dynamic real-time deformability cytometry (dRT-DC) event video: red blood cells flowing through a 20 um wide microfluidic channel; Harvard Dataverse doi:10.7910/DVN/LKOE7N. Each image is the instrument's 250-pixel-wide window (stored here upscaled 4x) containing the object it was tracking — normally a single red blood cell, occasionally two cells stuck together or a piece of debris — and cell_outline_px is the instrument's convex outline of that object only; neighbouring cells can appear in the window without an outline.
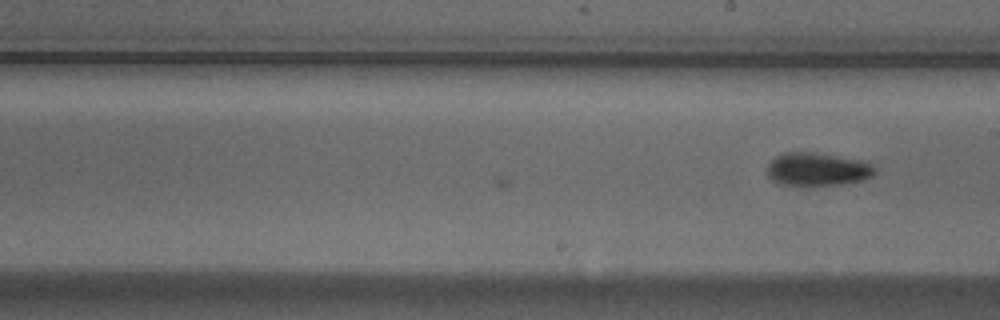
{"species": "Egyptian fruit bat (a non-hibernating species)", "species_latin": "Rousettus aegyptiacus", "temperature_condition": "cold", "stored_images_in_passage": 27, "camera_frame_rate_fps": 3000, "um_per_image_px": 0.085, "animal": {"sex": "male"}, "frame": {"image": 1, "passage_image": 27, "time_ms": 8.667, "image_size_px": [1000, 320], "cell_outline_px": [[876, 172], [872, 176], [864, 180], [840, 184], [780, 184], [772, 180], [768, 176], [768, 164], [776, 156], [784, 152], [808, 152], [836, 156], [860, 160], [872, 164], [876, 168]], "centroid_in_image_um": [69.5, 14.38], "position_along_channel_um": 219.5, "area_um2": 20.4}}